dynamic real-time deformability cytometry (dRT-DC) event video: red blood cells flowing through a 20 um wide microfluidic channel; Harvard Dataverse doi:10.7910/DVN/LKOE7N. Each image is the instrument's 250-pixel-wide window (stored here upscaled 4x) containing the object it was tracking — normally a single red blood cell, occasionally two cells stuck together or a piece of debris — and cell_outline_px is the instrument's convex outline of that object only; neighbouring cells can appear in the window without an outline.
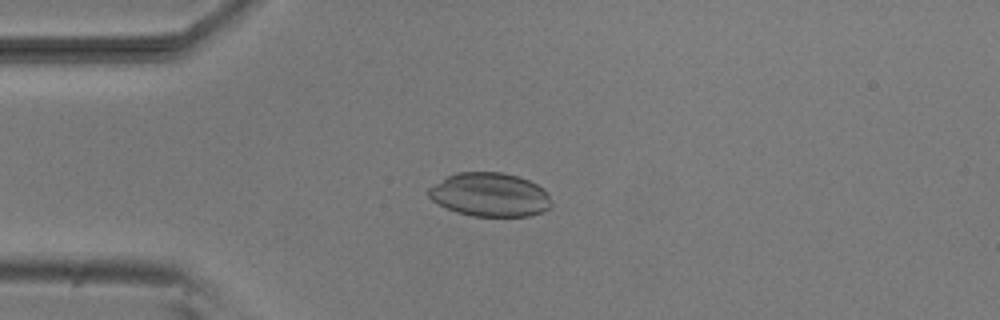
{"species": "common noctule bat (a hibernating species)", "species_latin": "Nyctalus noctula", "temperature_condition": "room temperature", "stored_images_in_passage": 50, "camera_frame_rate_fps": 3000, "um_per_image_px": 0.085, "animal": {"sex": "male", "body_mass_g": 20.5, "forearm_length_mm": 52.5}, "frame": {"image": 1, "passage_image": 11, "time_ms": 3.333, "image_size_px": [1000, 320], "cell_outline_px": [[552, 204], [544, 212], [528, 216], [472, 216], [456, 212], [432, 200], [428, 196], [428, 188], [448, 176], [456, 172], [504, 172], [528, 180], [544, 188], [548, 192]], "centroid_in_image_um": [41.67, 16.55], "position_along_channel_um": 43.3, "area_um2": 31.33}}
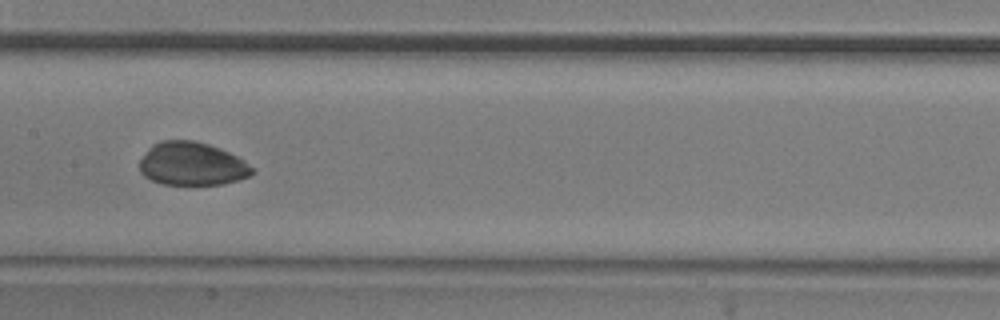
{"frame": {"image": 2, "passage_image": 24, "time_ms": 7.667, "image_size_px": [1000, 320], "cell_outline_px": [[252, 172], [248, 176], [224, 184], [164, 184], [152, 180], [144, 176], [140, 172], [140, 160], [148, 148], [152, 144], [160, 140], [196, 140], [220, 148], [236, 156], [252, 168]], "centroid_in_image_um": [16.26, 13.91], "position_along_channel_um": 191.1, "area_um2": 28.09}}
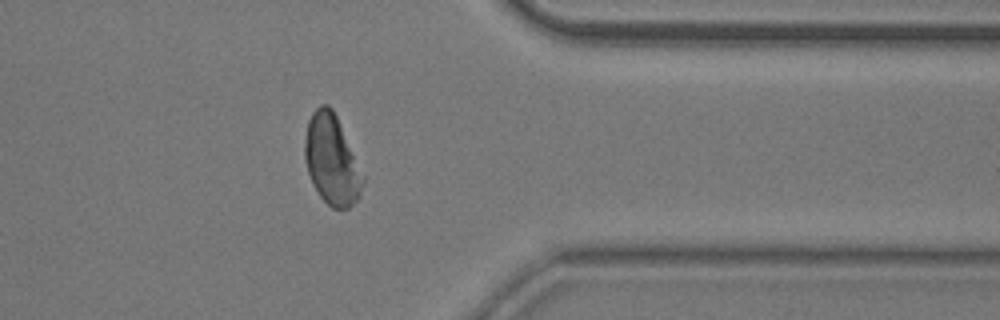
{"frame": {"image": 3, "passage_image": 40, "time_ms": 13.0, "image_size_px": [1000, 320], "cell_outline_px": [[364, 180], [360, 196], [348, 208], [332, 208], [320, 196], [308, 172], [304, 160], [304, 140], [308, 120], [312, 112], [320, 104], [328, 104], [332, 108], [336, 116], [364, 176]], "centroid_in_image_um": [28.18, 13.57], "position_along_channel_um": 383.2, "area_um2": 30.06}}